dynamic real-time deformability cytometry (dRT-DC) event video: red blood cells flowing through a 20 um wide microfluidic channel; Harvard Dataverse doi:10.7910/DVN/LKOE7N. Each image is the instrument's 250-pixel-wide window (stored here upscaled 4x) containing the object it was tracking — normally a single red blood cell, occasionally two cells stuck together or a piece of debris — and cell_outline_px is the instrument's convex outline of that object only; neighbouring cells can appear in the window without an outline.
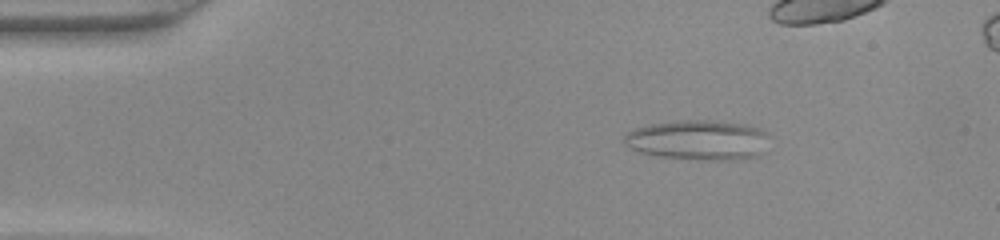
{"species": "common noctule bat (a hibernating species)", "species_latin": "Nyctalus noctula", "temperature_condition": "warm", "stored_images_in_passage": 49, "camera_frame_rate_fps": 3000, "um_per_image_px": 0.085, "animal": {"sex": "female", "body_mass_g": 22.0, "forearm_length_mm": 56.7}, "frame": {"image": 1, "passage_image": 8, "time_ms": 2.333, "image_size_px": [1000, 240], "cell_outline_px": [[768, 136], [760, 152], [756, 156], [728, 160], [700, 160], [656, 156], [640, 152], [624, 144], [624, 136], [628, 132], [636, 128], [648, 124], [684, 120], [708, 120], [744, 124], [760, 128], [768, 132]], "centroid_in_image_um": [59.31, 11.9], "position_along_channel_um": 25.7, "area_um2": 33.58}}
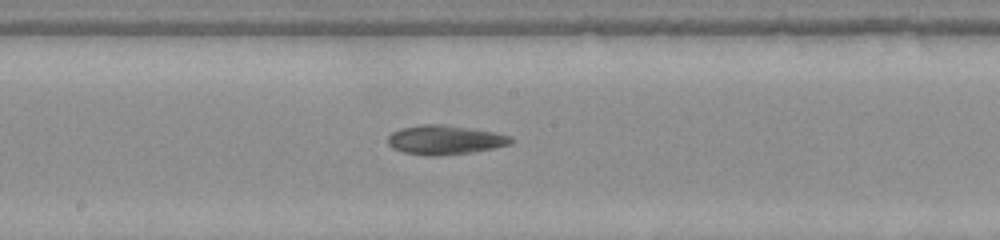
{"frame": {"image": 2, "passage_image": 26, "time_ms": 8.333, "image_size_px": [1000, 240], "cell_outline_px": [[512, 144], [472, 152], [436, 156], [428, 156], [404, 152], [392, 148], [388, 144], [388, 136], [392, 132], [400, 128], [420, 124], [440, 124], [496, 132], [512, 136]], "centroid_in_image_um": [37.8, 11.89], "position_along_channel_um": 210.4, "area_um2": 20.98}}
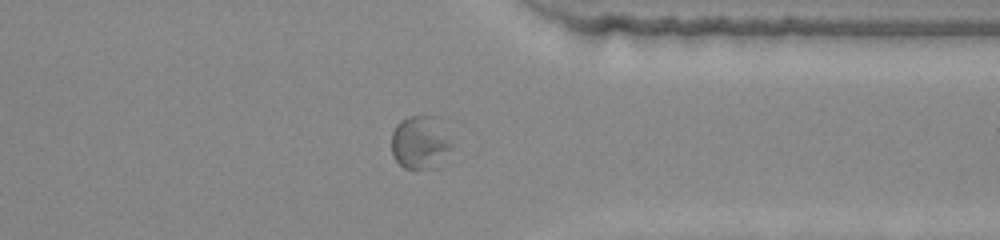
{"frame": {"image": 3, "passage_image": 38, "time_ms": 12.333, "image_size_px": [1000, 240], "cell_outline_px": [[452, 148], [436, 168], [404, 168], [392, 156], [392, 132], [396, 124], [400, 120], [412, 116], [424, 116], [452, 144]], "centroid_in_image_um": [35.59, 12.21], "position_along_channel_um": 375.8, "area_um2": 17.34}}